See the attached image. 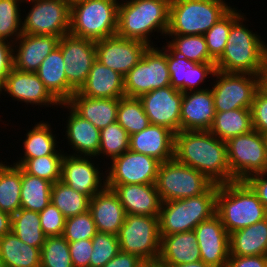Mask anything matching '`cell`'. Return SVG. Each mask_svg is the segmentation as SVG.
<instances>
[{"label":"cell","instance_id":"6da1fadb","mask_svg":"<svg viewBox=\"0 0 267 267\" xmlns=\"http://www.w3.org/2000/svg\"><path fill=\"white\" fill-rule=\"evenodd\" d=\"M174 158L204 174L214 184L234 182L226 142L210 131L175 133Z\"/></svg>","mask_w":267,"mask_h":267},{"label":"cell","instance_id":"7a4b0ae2","mask_svg":"<svg viewBox=\"0 0 267 267\" xmlns=\"http://www.w3.org/2000/svg\"><path fill=\"white\" fill-rule=\"evenodd\" d=\"M242 13L231 25L221 57L215 62L216 70L226 73L258 75L267 55V43L246 27ZM266 43V44H265Z\"/></svg>","mask_w":267,"mask_h":267},{"label":"cell","instance_id":"3957f363","mask_svg":"<svg viewBox=\"0 0 267 267\" xmlns=\"http://www.w3.org/2000/svg\"><path fill=\"white\" fill-rule=\"evenodd\" d=\"M216 214L230 234L267 218V208L245 181L220 184Z\"/></svg>","mask_w":267,"mask_h":267},{"label":"cell","instance_id":"277c9868","mask_svg":"<svg viewBox=\"0 0 267 267\" xmlns=\"http://www.w3.org/2000/svg\"><path fill=\"white\" fill-rule=\"evenodd\" d=\"M171 0H134L118 8L116 35L153 46L150 34L166 36ZM154 31V32H153ZM150 39V40H149Z\"/></svg>","mask_w":267,"mask_h":267},{"label":"cell","instance_id":"5b68a950","mask_svg":"<svg viewBox=\"0 0 267 267\" xmlns=\"http://www.w3.org/2000/svg\"><path fill=\"white\" fill-rule=\"evenodd\" d=\"M218 186L213 184L199 196L162 202L159 212L160 236L192 231L200 222L215 215Z\"/></svg>","mask_w":267,"mask_h":267},{"label":"cell","instance_id":"8992f818","mask_svg":"<svg viewBox=\"0 0 267 267\" xmlns=\"http://www.w3.org/2000/svg\"><path fill=\"white\" fill-rule=\"evenodd\" d=\"M226 3L225 0H171L166 36L204 35L232 9Z\"/></svg>","mask_w":267,"mask_h":267},{"label":"cell","instance_id":"52a82bcc","mask_svg":"<svg viewBox=\"0 0 267 267\" xmlns=\"http://www.w3.org/2000/svg\"><path fill=\"white\" fill-rule=\"evenodd\" d=\"M118 8L111 0H76L71 3L69 33L99 41L116 35Z\"/></svg>","mask_w":267,"mask_h":267},{"label":"cell","instance_id":"ba28073f","mask_svg":"<svg viewBox=\"0 0 267 267\" xmlns=\"http://www.w3.org/2000/svg\"><path fill=\"white\" fill-rule=\"evenodd\" d=\"M120 251L136 255L146 264H156L160 253L159 216L126 214L117 235Z\"/></svg>","mask_w":267,"mask_h":267},{"label":"cell","instance_id":"9c48e42d","mask_svg":"<svg viewBox=\"0 0 267 267\" xmlns=\"http://www.w3.org/2000/svg\"><path fill=\"white\" fill-rule=\"evenodd\" d=\"M213 184L204 174L175 158L160 163L155 183L162 202L199 196Z\"/></svg>","mask_w":267,"mask_h":267},{"label":"cell","instance_id":"30bf717a","mask_svg":"<svg viewBox=\"0 0 267 267\" xmlns=\"http://www.w3.org/2000/svg\"><path fill=\"white\" fill-rule=\"evenodd\" d=\"M170 86L166 46H149L141 60L124 76L126 97L139 98L142 94Z\"/></svg>","mask_w":267,"mask_h":267},{"label":"cell","instance_id":"8fae6325","mask_svg":"<svg viewBox=\"0 0 267 267\" xmlns=\"http://www.w3.org/2000/svg\"><path fill=\"white\" fill-rule=\"evenodd\" d=\"M229 167L235 181L267 172V154L263 134L252 129L226 141Z\"/></svg>","mask_w":267,"mask_h":267},{"label":"cell","instance_id":"7c38bea8","mask_svg":"<svg viewBox=\"0 0 267 267\" xmlns=\"http://www.w3.org/2000/svg\"><path fill=\"white\" fill-rule=\"evenodd\" d=\"M211 77L213 80L216 77L211 89L215 112L251 109L254 95L258 91V75L216 70Z\"/></svg>","mask_w":267,"mask_h":267},{"label":"cell","instance_id":"4fadbf2b","mask_svg":"<svg viewBox=\"0 0 267 267\" xmlns=\"http://www.w3.org/2000/svg\"><path fill=\"white\" fill-rule=\"evenodd\" d=\"M32 8L22 21L23 34L62 37L70 31L71 3L68 0H28Z\"/></svg>","mask_w":267,"mask_h":267},{"label":"cell","instance_id":"5bb4252c","mask_svg":"<svg viewBox=\"0 0 267 267\" xmlns=\"http://www.w3.org/2000/svg\"><path fill=\"white\" fill-rule=\"evenodd\" d=\"M65 62V75L68 82V100L84 85L89 71L96 60L95 41L74 36L63 35L58 43Z\"/></svg>","mask_w":267,"mask_h":267},{"label":"cell","instance_id":"9a60e30c","mask_svg":"<svg viewBox=\"0 0 267 267\" xmlns=\"http://www.w3.org/2000/svg\"><path fill=\"white\" fill-rule=\"evenodd\" d=\"M105 171L106 184H155L160 161L132 150L110 162Z\"/></svg>","mask_w":267,"mask_h":267},{"label":"cell","instance_id":"2e32d148","mask_svg":"<svg viewBox=\"0 0 267 267\" xmlns=\"http://www.w3.org/2000/svg\"><path fill=\"white\" fill-rule=\"evenodd\" d=\"M182 98L183 93L172 86L155 89L139 97L150 123L167 127L174 133L180 131Z\"/></svg>","mask_w":267,"mask_h":267},{"label":"cell","instance_id":"e0dca14e","mask_svg":"<svg viewBox=\"0 0 267 267\" xmlns=\"http://www.w3.org/2000/svg\"><path fill=\"white\" fill-rule=\"evenodd\" d=\"M96 59L125 76L142 58L149 47L146 43L117 35L95 41Z\"/></svg>","mask_w":267,"mask_h":267},{"label":"cell","instance_id":"ac0fdd59","mask_svg":"<svg viewBox=\"0 0 267 267\" xmlns=\"http://www.w3.org/2000/svg\"><path fill=\"white\" fill-rule=\"evenodd\" d=\"M94 158L65 153L62 159L61 181L90 199L106 187V176L95 166Z\"/></svg>","mask_w":267,"mask_h":267},{"label":"cell","instance_id":"d6986e66","mask_svg":"<svg viewBox=\"0 0 267 267\" xmlns=\"http://www.w3.org/2000/svg\"><path fill=\"white\" fill-rule=\"evenodd\" d=\"M201 261L212 267H226L230 256L229 233L217 214L200 222L193 230Z\"/></svg>","mask_w":267,"mask_h":267},{"label":"cell","instance_id":"ffe728a7","mask_svg":"<svg viewBox=\"0 0 267 267\" xmlns=\"http://www.w3.org/2000/svg\"><path fill=\"white\" fill-rule=\"evenodd\" d=\"M3 91L9 94L12 100L24 102L27 105L30 103L40 107L60 106V103L50 94L42 80L34 72L12 68L0 88V94Z\"/></svg>","mask_w":267,"mask_h":267},{"label":"cell","instance_id":"44dd1931","mask_svg":"<svg viewBox=\"0 0 267 267\" xmlns=\"http://www.w3.org/2000/svg\"><path fill=\"white\" fill-rule=\"evenodd\" d=\"M215 113L213 93L209 87L204 90L184 92L181 102L180 131H209Z\"/></svg>","mask_w":267,"mask_h":267},{"label":"cell","instance_id":"7402d4cb","mask_svg":"<svg viewBox=\"0 0 267 267\" xmlns=\"http://www.w3.org/2000/svg\"><path fill=\"white\" fill-rule=\"evenodd\" d=\"M59 40L60 37L54 35L22 33L13 44V68L35 73L42 61L58 47Z\"/></svg>","mask_w":267,"mask_h":267},{"label":"cell","instance_id":"603a6c76","mask_svg":"<svg viewBox=\"0 0 267 267\" xmlns=\"http://www.w3.org/2000/svg\"><path fill=\"white\" fill-rule=\"evenodd\" d=\"M117 194L125 214L159 216L161 198L155 184H106Z\"/></svg>","mask_w":267,"mask_h":267},{"label":"cell","instance_id":"cb8c5ba5","mask_svg":"<svg viewBox=\"0 0 267 267\" xmlns=\"http://www.w3.org/2000/svg\"><path fill=\"white\" fill-rule=\"evenodd\" d=\"M175 133L161 125L150 124L130 135L129 150L156 158L161 163L174 158Z\"/></svg>","mask_w":267,"mask_h":267},{"label":"cell","instance_id":"d4e9b609","mask_svg":"<svg viewBox=\"0 0 267 267\" xmlns=\"http://www.w3.org/2000/svg\"><path fill=\"white\" fill-rule=\"evenodd\" d=\"M89 211L97 232L118 235L125 219V211L117 194L107 186L95 194L89 203Z\"/></svg>","mask_w":267,"mask_h":267},{"label":"cell","instance_id":"484cf974","mask_svg":"<svg viewBox=\"0 0 267 267\" xmlns=\"http://www.w3.org/2000/svg\"><path fill=\"white\" fill-rule=\"evenodd\" d=\"M61 107L69 109L66 124V139L72 147V156L96 157L100 147V129L87 119L78 115L67 103H60ZM75 149V150H74Z\"/></svg>","mask_w":267,"mask_h":267},{"label":"cell","instance_id":"4316f807","mask_svg":"<svg viewBox=\"0 0 267 267\" xmlns=\"http://www.w3.org/2000/svg\"><path fill=\"white\" fill-rule=\"evenodd\" d=\"M160 237V253L156 262L158 267H172L201 260L197 238L193 230Z\"/></svg>","mask_w":267,"mask_h":267},{"label":"cell","instance_id":"83f0119b","mask_svg":"<svg viewBox=\"0 0 267 267\" xmlns=\"http://www.w3.org/2000/svg\"><path fill=\"white\" fill-rule=\"evenodd\" d=\"M78 92L91 98H122L125 96L124 76L96 59Z\"/></svg>","mask_w":267,"mask_h":267},{"label":"cell","instance_id":"f1b7e54d","mask_svg":"<svg viewBox=\"0 0 267 267\" xmlns=\"http://www.w3.org/2000/svg\"><path fill=\"white\" fill-rule=\"evenodd\" d=\"M78 115L102 129L117 121L119 98H91L75 92L66 102Z\"/></svg>","mask_w":267,"mask_h":267},{"label":"cell","instance_id":"f546056e","mask_svg":"<svg viewBox=\"0 0 267 267\" xmlns=\"http://www.w3.org/2000/svg\"><path fill=\"white\" fill-rule=\"evenodd\" d=\"M230 256L267 255V218L229 234Z\"/></svg>","mask_w":267,"mask_h":267},{"label":"cell","instance_id":"4dcf8cb0","mask_svg":"<svg viewBox=\"0 0 267 267\" xmlns=\"http://www.w3.org/2000/svg\"><path fill=\"white\" fill-rule=\"evenodd\" d=\"M65 62L61 49L56 47L41 63L35 72L45 88L59 102L68 101V82L65 75Z\"/></svg>","mask_w":267,"mask_h":267},{"label":"cell","instance_id":"1f68e13d","mask_svg":"<svg viewBox=\"0 0 267 267\" xmlns=\"http://www.w3.org/2000/svg\"><path fill=\"white\" fill-rule=\"evenodd\" d=\"M51 129L52 127L48 122L40 121L31 130H27L26 138L22 142L24 156L13 164L20 166L27 159L47 155H65L64 151L58 149L57 143L59 142Z\"/></svg>","mask_w":267,"mask_h":267},{"label":"cell","instance_id":"d6a6232c","mask_svg":"<svg viewBox=\"0 0 267 267\" xmlns=\"http://www.w3.org/2000/svg\"><path fill=\"white\" fill-rule=\"evenodd\" d=\"M41 249L20 240L12 231L0 237V260L4 267H40Z\"/></svg>","mask_w":267,"mask_h":267},{"label":"cell","instance_id":"836d02e7","mask_svg":"<svg viewBox=\"0 0 267 267\" xmlns=\"http://www.w3.org/2000/svg\"><path fill=\"white\" fill-rule=\"evenodd\" d=\"M251 109L237 108L230 111L216 112L209 131L218 139H229L252 130Z\"/></svg>","mask_w":267,"mask_h":267},{"label":"cell","instance_id":"e575fe53","mask_svg":"<svg viewBox=\"0 0 267 267\" xmlns=\"http://www.w3.org/2000/svg\"><path fill=\"white\" fill-rule=\"evenodd\" d=\"M52 185L48 180L25 173L21 169V208L43 211L50 203Z\"/></svg>","mask_w":267,"mask_h":267},{"label":"cell","instance_id":"d590c367","mask_svg":"<svg viewBox=\"0 0 267 267\" xmlns=\"http://www.w3.org/2000/svg\"><path fill=\"white\" fill-rule=\"evenodd\" d=\"M13 165V166H12ZM21 168L0 162V210L14 215L21 208Z\"/></svg>","mask_w":267,"mask_h":267},{"label":"cell","instance_id":"8d00e7d4","mask_svg":"<svg viewBox=\"0 0 267 267\" xmlns=\"http://www.w3.org/2000/svg\"><path fill=\"white\" fill-rule=\"evenodd\" d=\"M11 231L24 243L40 249L47 237L41 229L39 212L23 208L12 215Z\"/></svg>","mask_w":267,"mask_h":267},{"label":"cell","instance_id":"74e56055","mask_svg":"<svg viewBox=\"0 0 267 267\" xmlns=\"http://www.w3.org/2000/svg\"><path fill=\"white\" fill-rule=\"evenodd\" d=\"M50 202L69 218L88 211L90 198L59 180L52 185Z\"/></svg>","mask_w":267,"mask_h":267},{"label":"cell","instance_id":"f35d334b","mask_svg":"<svg viewBox=\"0 0 267 267\" xmlns=\"http://www.w3.org/2000/svg\"><path fill=\"white\" fill-rule=\"evenodd\" d=\"M166 44L175 54L192 63H215L210 57L204 35H168Z\"/></svg>","mask_w":267,"mask_h":267},{"label":"cell","instance_id":"ab89813d","mask_svg":"<svg viewBox=\"0 0 267 267\" xmlns=\"http://www.w3.org/2000/svg\"><path fill=\"white\" fill-rule=\"evenodd\" d=\"M117 122L129 136L146 129L151 123L145 114L143 104L137 97L119 98Z\"/></svg>","mask_w":267,"mask_h":267},{"label":"cell","instance_id":"60d3db41","mask_svg":"<svg viewBox=\"0 0 267 267\" xmlns=\"http://www.w3.org/2000/svg\"><path fill=\"white\" fill-rule=\"evenodd\" d=\"M241 14V10L232 8L204 34L209 55L215 62L224 52L232 23Z\"/></svg>","mask_w":267,"mask_h":267},{"label":"cell","instance_id":"b9f144b4","mask_svg":"<svg viewBox=\"0 0 267 267\" xmlns=\"http://www.w3.org/2000/svg\"><path fill=\"white\" fill-rule=\"evenodd\" d=\"M128 132L116 121L100 129V147L98 157H109L110 161L129 150Z\"/></svg>","mask_w":267,"mask_h":267},{"label":"cell","instance_id":"7bdbcfd3","mask_svg":"<svg viewBox=\"0 0 267 267\" xmlns=\"http://www.w3.org/2000/svg\"><path fill=\"white\" fill-rule=\"evenodd\" d=\"M21 3V0H0V39L12 44L23 33Z\"/></svg>","mask_w":267,"mask_h":267},{"label":"cell","instance_id":"ee69618b","mask_svg":"<svg viewBox=\"0 0 267 267\" xmlns=\"http://www.w3.org/2000/svg\"><path fill=\"white\" fill-rule=\"evenodd\" d=\"M40 267H73L68 241L61 236H47L41 248Z\"/></svg>","mask_w":267,"mask_h":267},{"label":"cell","instance_id":"f6af8a7d","mask_svg":"<svg viewBox=\"0 0 267 267\" xmlns=\"http://www.w3.org/2000/svg\"><path fill=\"white\" fill-rule=\"evenodd\" d=\"M64 155H47L25 160L19 167L30 175L43 178L54 184L61 180Z\"/></svg>","mask_w":267,"mask_h":267},{"label":"cell","instance_id":"bcb514c9","mask_svg":"<svg viewBox=\"0 0 267 267\" xmlns=\"http://www.w3.org/2000/svg\"><path fill=\"white\" fill-rule=\"evenodd\" d=\"M91 241L93 251L89 267H103L120 252L117 235L97 232Z\"/></svg>","mask_w":267,"mask_h":267},{"label":"cell","instance_id":"7dc6e473","mask_svg":"<svg viewBox=\"0 0 267 267\" xmlns=\"http://www.w3.org/2000/svg\"><path fill=\"white\" fill-rule=\"evenodd\" d=\"M97 233L90 211L66 218L63 237L68 242L92 239Z\"/></svg>","mask_w":267,"mask_h":267},{"label":"cell","instance_id":"c3c4849f","mask_svg":"<svg viewBox=\"0 0 267 267\" xmlns=\"http://www.w3.org/2000/svg\"><path fill=\"white\" fill-rule=\"evenodd\" d=\"M215 71V63H192L185 70L184 92L207 89L205 86L201 88L200 84L206 82L209 74L213 76Z\"/></svg>","mask_w":267,"mask_h":267},{"label":"cell","instance_id":"681fc988","mask_svg":"<svg viewBox=\"0 0 267 267\" xmlns=\"http://www.w3.org/2000/svg\"><path fill=\"white\" fill-rule=\"evenodd\" d=\"M41 229L46 236H61L64 232L66 218L61 211L51 202L39 212Z\"/></svg>","mask_w":267,"mask_h":267},{"label":"cell","instance_id":"f907efd6","mask_svg":"<svg viewBox=\"0 0 267 267\" xmlns=\"http://www.w3.org/2000/svg\"><path fill=\"white\" fill-rule=\"evenodd\" d=\"M167 64L170 73V86L184 93V74L187 67L192 64L190 60L175 54L166 45Z\"/></svg>","mask_w":267,"mask_h":267},{"label":"cell","instance_id":"816d5d0a","mask_svg":"<svg viewBox=\"0 0 267 267\" xmlns=\"http://www.w3.org/2000/svg\"><path fill=\"white\" fill-rule=\"evenodd\" d=\"M252 128L261 134L267 133V96L259 89L251 105Z\"/></svg>","mask_w":267,"mask_h":267},{"label":"cell","instance_id":"f5cc1de1","mask_svg":"<svg viewBox=\"0 0 267 267\" xmlns=\"http://www.w3.org/2000/svg\"><path fill=\"white\" fill-rule=\"evenodd\" d=\"M73 267H89L93 251L91 239L68 242Z\"/></svg>","mask_w":267,"mask_h":267},{"label":"cell","instance_id":"db71d44e","mask_svg":"<svg viewBox=\"0 0 267 267\" xmlns=\"http://www.w3.org/2000/svg\"><path fill=\"white\" fill-rule=\"evenodd\" d=\"M13 68V44L0 39V88Z\"/></svg>","mask_w":267,"mask_h":267},{"label":"cell","instance_id":"11a10c76","mask_svg":"<svg viewBox=\"0 0 267 267\" xmlns=\"http://www.w3.org/2000/svg\"><path fill=\"white\" fill-rule=\"evenodd\" d=\"M226 267H267V255L229 256Z\"/></svg>","mask_w":267,"mask_h":267},{"label":"cell","instance_id":"9f6ffc18","mask_svg":"<svg viewBox=\"0 0 267 267\" xmlns=\"http://www.w3.org/2000/svg\"><path fill=\"white\" fill-rule=\"evenodd\" d=\"M245 182L257 194L258 199L267 208V172L249 176Z\"/></svg>","mask_w":267,"mask_h":267},{"label":"cell","instance_id":"6f0895ef","mask_svg":"<svg viewBox=\"0 0 267 267\" xmlns=\"http://www.w3.org/2000/svg\"><path fill=\"white\" fill-rule=\"evenodd\" d=\"M147 264L136 255L120 251L103 267H145Z\"/></svg>","mask_w":267,"mask_h":267},{"label":"cell","instance_id":"680465c9","mask_svg":"<svg viewBox=\"0 0 267 267\" xmlns=\"http://www.w3.org/2000/svg\"><path fill=\"white\" fill-rule=\"evenodd\" d=\"M258 89L267 96V55L258 73Z\"/></svg>","mask_w":267,"mask_h":267},{"label":"cell","instance_id":"91938a15","mask_svg":"<svg viewBox=\"0 0 267 267\" xmlns=\"http://www.w3.org/2000/svg\"><path fill=\"white\" fill-rule=\"evenodd\" d=\"M12 216L0 210V237L11 232Z\"/></svg>","mask_w":267,"mask_h":267},{"label":"cell","instance_id":"94428289","mask_svg":"<svg viewBox=\"0 0 267 267\" xmlns=\"http://www.w3.org/2000/svg\"><path fill=\"white\" fill-rule=\"evenodd\" d=\"M172 267H212V266L205 264L203 261L200 260L194 263L173 265Z\"/></svg>","mask_w":267,"mask_h":267},{"label":"cell","instance_id":"6125c7cd","mask_svg":"<svg viewBox=\"0 0 267 267\" xmlns=\"http://www.w3.org/2000/svg\"><path fill=\"white\" fill-rule=\"evenodd\" d=\"M113 3H114V5L117 7V8H119V7H121V6H124V5H127V4H130V3H132L134 0H126V1H123V0H121V2H119L118 0H111Z\"/></svg>","mask_w":267,"mask_h":267},{"label":"cell","instance_id":"be15d7a7","mask_svg":"<svg viewBox=\"0 0 267 267\" xmlns=\"http://www.w3.org/2000/svg\"><path fill=\"white\" fill-rule=\"evenodd\" d=\"M266 146V154H267V133L263 134Z\"/></svg>","mask_w":267,"mask_h":267},{"label":"cell","instance_id":"e7e4bbea","mask_svg":"<svg viewBox=\"0 0 267 267\" xmlns=\"http://www.w3.org/2000/svg\"><path fill=\"white\" fill-rule=\"evenodd\" d=\"M145 267H158L156 264H147Z\"/></svg>","mask_w":267,"mask_h":267},{"label":"cell","instance_id":"03108f58","mask_svg":"<svg viewBox=\"0 0 267 267\" xmlns=\"http://www.w3.org/2000/svg\"><path fill=\"white\" fill-rule=\"evenodd\" d=\"M0 267H4V265H3V263H2V261L0 260Z\"/></svg>","mask_w":267,"mask_h":267}]
</instances>
